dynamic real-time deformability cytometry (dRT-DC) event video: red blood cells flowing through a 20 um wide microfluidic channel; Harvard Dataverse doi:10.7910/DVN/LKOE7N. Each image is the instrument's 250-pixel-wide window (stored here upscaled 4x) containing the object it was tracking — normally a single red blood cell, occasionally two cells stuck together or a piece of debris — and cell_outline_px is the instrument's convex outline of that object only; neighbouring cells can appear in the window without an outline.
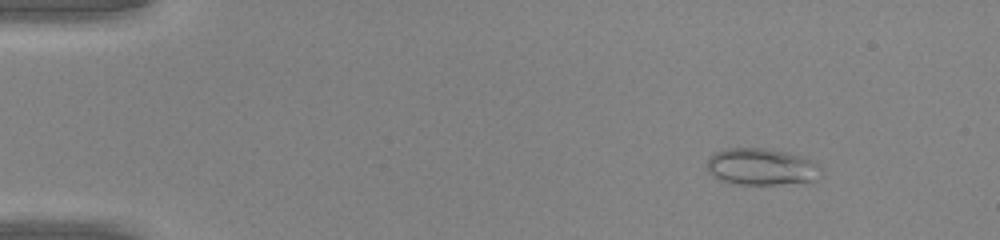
{"species": "common noctule bat (a hibernating species)", "species_latin": "Nyctalus noctula", "temperature_condition": "warm", "stored_images_in_passage": 46, "camera_frame_rate_fps": 3000, "um_per_image_px": 0.085, "animal": {"sex": "male", "body_mass_g": 20.0, "forearm_length_mm": 53.3}, "frame": {"image": 1, "passage_image": 6, "time_ms": 1.667, "image_size_px": [1000, 240], "cell_outline_px": [[820, 176], [816, 180], [776, 184], [740, 184], [720, 180], [712, 176], [708, 172], [708, 156], [712, 152], [728, 148], [764, 148], [784, 152], [800, 156], [816, 164], [820, 168]], "centroid_in_image_um": [64.65, 14.17], "position_along_channel_um": 20.4, "area_um2": 24.16}}
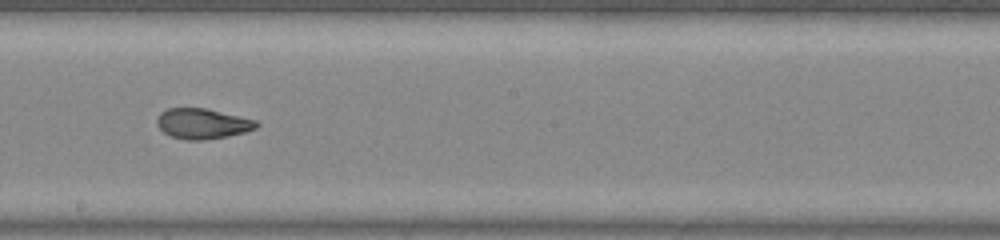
{"frame": {"image": 2, "passage_image": 27, "time_ms": 8.667, "image_size_px": [1000, 240], "cell_outline_px": [[260, 124], [256, 128], [244, 132], [228, 136], [204, 140], [184, 140], [172, 136], [164, 132], [156, 124], [156, 120], [160, 112], [168, 108], [208, 108], [256, 120]], "centroid_in_image_um": [17.21, 10.5], "position_along_channel_um": 231.0, "area_um2": 17.69}}
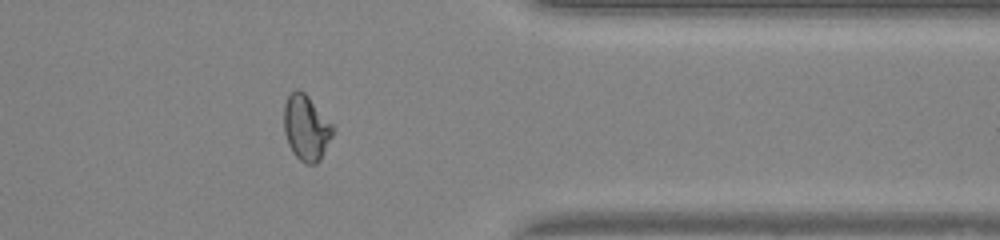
{"frame": {"image": 3, "passage_image": 38, "time_ms": 12.333, "image_size_px": [1000, 240], "cell_outline_px": [[336, 128], [320, 160], [316, 164], [304, 164], [292, 152], [288, 144], [284, 132], [284, 104], [288, 96], [296, 88], [300, 88], [308, 96]], "centroid_in_image_um": [26.03, 10.86], "position_along_channel_um": 385.4, "area_um2": 18.79}}